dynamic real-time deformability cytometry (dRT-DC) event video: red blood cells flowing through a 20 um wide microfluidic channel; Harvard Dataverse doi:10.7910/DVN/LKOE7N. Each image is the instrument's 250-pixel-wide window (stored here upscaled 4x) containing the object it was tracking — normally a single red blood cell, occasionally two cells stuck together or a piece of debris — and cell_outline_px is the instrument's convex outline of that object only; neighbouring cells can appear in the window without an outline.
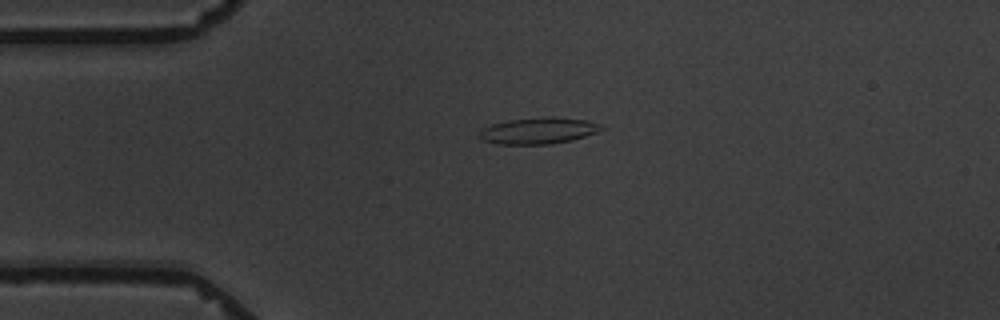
{"species": "common noctule bat (a hibernating species)", "species_latin": "Nyctalus noctula", "temperature_condition": "warm", "stored_images_in_passage": 4, "camera_frame_rate_fps": 3000, "um_per_image_px": 0.085, "animal": {"sex": "male", "body_mass_g": 19.5, "forearm_length_mm": 54.6}, "frame": {"image": 1, "passage_image": 3, "time_ms": 3.333, "image_size_px": [1000, 320], "cell_outline_px": [[604, 128], [596, 132], [572, 140], [552, 144], [500, 144], [484, 140], [476, 136], [484, 128], [492, 124], [508, 120], [544, 116], [552, 116], [588, 120], [600, 124]], "centroid_in_image_um": [45.78, 11.1], "position_along_channel_um": 39.2, "area_um2": 18.79}}